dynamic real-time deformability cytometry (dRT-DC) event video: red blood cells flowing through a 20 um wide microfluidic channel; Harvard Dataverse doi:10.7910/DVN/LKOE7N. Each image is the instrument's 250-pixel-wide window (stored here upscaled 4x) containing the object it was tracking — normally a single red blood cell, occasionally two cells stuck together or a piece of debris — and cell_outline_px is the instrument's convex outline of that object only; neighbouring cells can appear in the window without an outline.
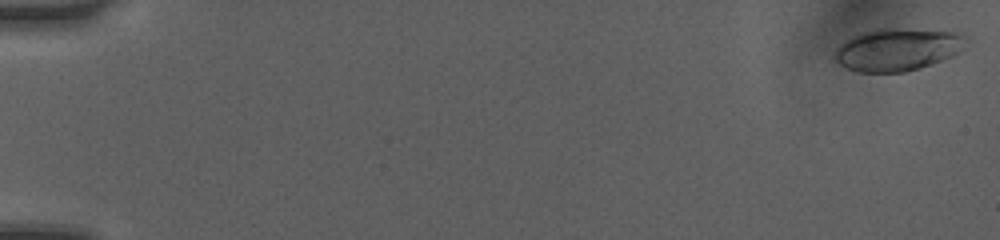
{"species": "human", "species_latin": "Homo sapiens", "temperature_condition": "room temperature", "stored_images_in_passage": 9, "camera_frame_rate_fps": 3000, "um_per_image_px": 0.085, "donor": {"sex": "female"}, "frame": {"image": 1, "passage_image": 1, "time_ms": 0.0, "image_size_px": [1000, 240], "cell_outline_px": [[968, 40], [952, 56], [904, 72], [856, 72], [840, 64], [836, 60], [836, 52], [840, 44], [852, 36], [860, 32], [876, 28], [888, 28], [952, 32], [964, 36]], "centroid_in_image_um": [76.22, 4.2], "position_along_channel_um": 8.8, "area_um2": 31.73}}
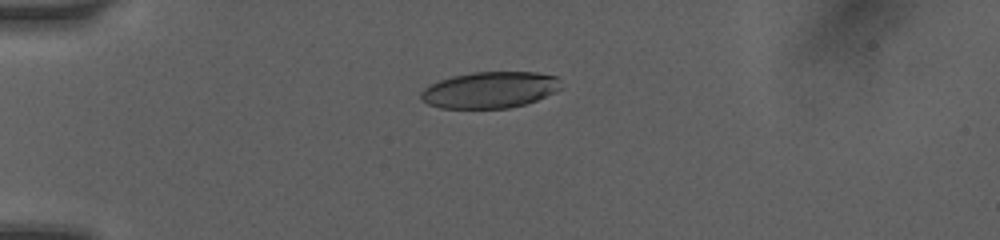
{"frame": {"image": 2, "passage_image": 6, "time_ms": 4.333, "image_size_px": [1000, 240], "cell_outline_px": [[564, 88], [536, 100], [524, 104], [508, 108], [440, 108], [428, 104], [420, 100], [420, 92], [424, 88], [440, 80], [452, 76], [472, 72], [536, 72], [556, 76], [560, 80]], "centroid_in_image_um": [41.65, 7.64], "position_along_channel_um": 43.3, "area_um2": 29.82}}
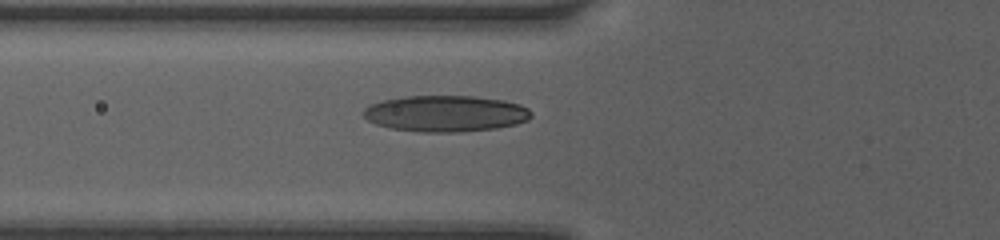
{"frame": {"image": 3, "passage_image": 9, "time_ms": 6.333, "image_size_px": [1000, 240], "cell_outline_px": [[532, 116], [528, 120], [516, 124], [496, 128], [460, 132], [420, 132], [392, 128], [376, 124], [368, 120], [360, 112], [368, 104], [380, 100], [404, 96], [472, 96], [504, 100], [520, 104], [528, 108], [532, 112]], "centroid_in_image_um": [37.85, 9.64], "position_along_channel_um": 87.9, "area_um2": 35.78}}